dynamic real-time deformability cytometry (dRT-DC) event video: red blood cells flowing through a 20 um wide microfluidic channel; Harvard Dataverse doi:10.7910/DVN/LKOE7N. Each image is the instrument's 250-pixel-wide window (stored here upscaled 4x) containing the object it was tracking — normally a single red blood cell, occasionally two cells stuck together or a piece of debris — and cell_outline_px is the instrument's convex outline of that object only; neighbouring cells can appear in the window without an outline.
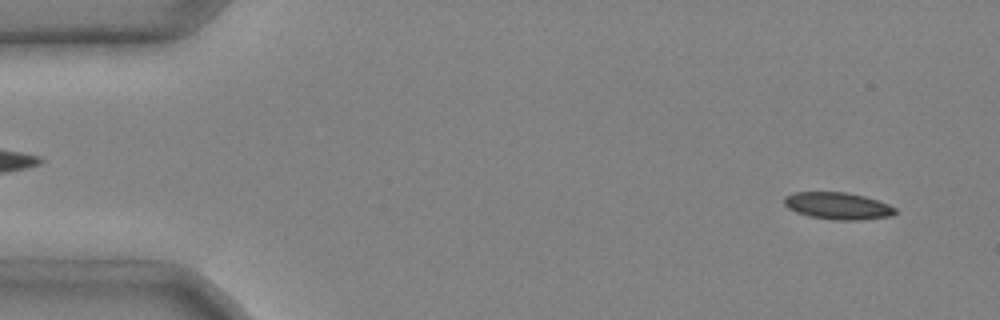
{"species": "common noctule bat (a hibernating species)", "species_latin": "Nyctalus noctula", "temperature_condition": "cold", "stored_images_in_passage": 3, "camera_frame_rate_fps": 3000, "um_per_image_px": 0.085, "animal": {"sex": "male", "body_mass_g": 20.4}, "frame": {"image": 1, "passage_image": 3, "time_ms": 0.667, "image_size_px": [1000, 320], "cell_outline_px": [[896, 212], [892, 216], [860, 220], [832, 220], [808, 216], [796, 212], [788, 208], [784, 204], [784, 196], [796, 192], [844, 192], [864, 196], [888, 204], [896, 208]], "centroid_in_image_um": [71.2, 17.51], "position_along_channel_um": 13.8, "area_um2": 17.51}}